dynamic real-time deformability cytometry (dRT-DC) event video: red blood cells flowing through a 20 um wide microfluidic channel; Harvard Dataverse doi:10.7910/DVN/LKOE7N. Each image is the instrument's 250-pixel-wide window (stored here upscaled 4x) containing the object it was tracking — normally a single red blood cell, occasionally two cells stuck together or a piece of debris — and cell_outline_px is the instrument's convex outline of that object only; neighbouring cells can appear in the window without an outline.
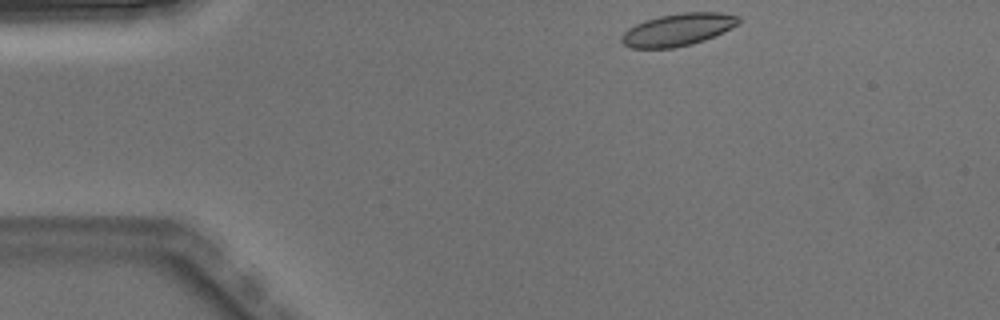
{"species": "Egyptian fruit bat (a non-hibernating species)", "species_latin": "Rousettus aegyptiacus", "temperature_condition": "warm", "stored_images_in_passage": 5, "camera_frame_rate_fps": 3000, "um_per_image_px": 0.085, "animal": {"sex": "male"}, "frame": {"image": 1, "passage_image": 1, "time_ms": 0.0, "image_size_px": [1000, 320], "cell_outline_px": [[740, 24], [732, 28], [704, 40], [692, 44], [672, 48], [632, 48], [624, 44], [620, 40], [620, 36], [628, 28], [644, 20], [660, 16], [684, 12], [720, 12], [740, 16]], "centroid_in_image_um": [57.63, 2.51], "position_along_channel_um": 27.4, "area_um2": 22.14}}
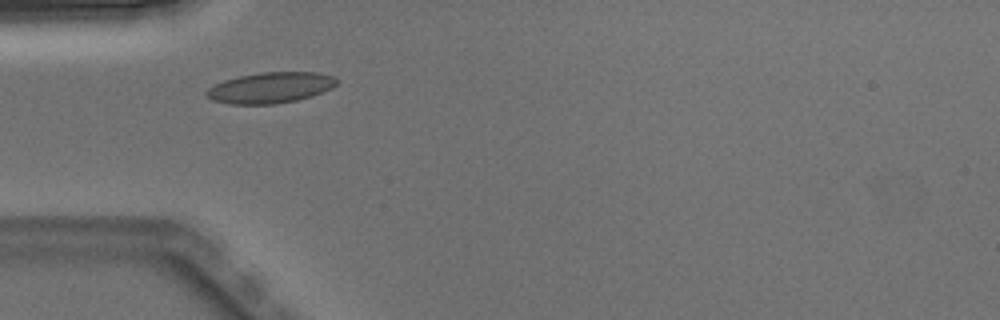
{"frame": {"image": 2, "passage_image": 3, "time_ms": 0.667, "image_size_px": [1000, 320], "cell_outline_px": [[340, 80], [332, 88], [312, 96], [296, 100], [276, 104], [228, 104], [212, 100], [204, 92], [208, 88], [224, 80], [240, 76], [260, 72], [320, 72], [336, 76]], "centroid_in_image_um": [23.03, 7.45], "position_along_channel_um": 62.0, "area_um2": 23.58}}